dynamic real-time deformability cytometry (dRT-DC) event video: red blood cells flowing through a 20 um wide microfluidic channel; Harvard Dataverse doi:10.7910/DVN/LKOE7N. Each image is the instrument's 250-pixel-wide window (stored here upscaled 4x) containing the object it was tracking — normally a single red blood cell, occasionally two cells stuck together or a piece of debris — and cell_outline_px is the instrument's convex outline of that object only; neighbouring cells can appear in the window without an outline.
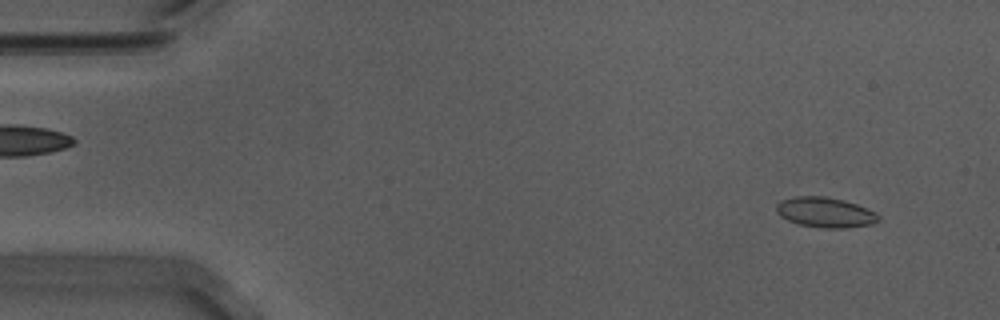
{"species": "Egyptian fruit bat (a non-hibernating species)", "species_latin": "Rousettus aegyptiacus", "temperature_condition": "warm", "stored_images_in_passage": 53, "camera_frame_rate_fps": 3000, "um_per_image_px": 0.085, "animal": {"sex": "male"}, "frame": {"image": 1, "passage_image": 2, "time_ms": 0.333, "image_size_px": [1000, 320], "cell_outline_px": [[880, 220], [872, 224], [848, 228], [820, 228], [800, 224], [788, 220], [780, 216], [776, 212], [776, 204], [780, 200], [796, 196], [824, 196], [844, 200], [856, 204], [876, 212], [880, 216]], "centroid_in_image_um": [70.15, 18.05], "position_along_channel_um": 14.9, "area_um2": 18.09}}
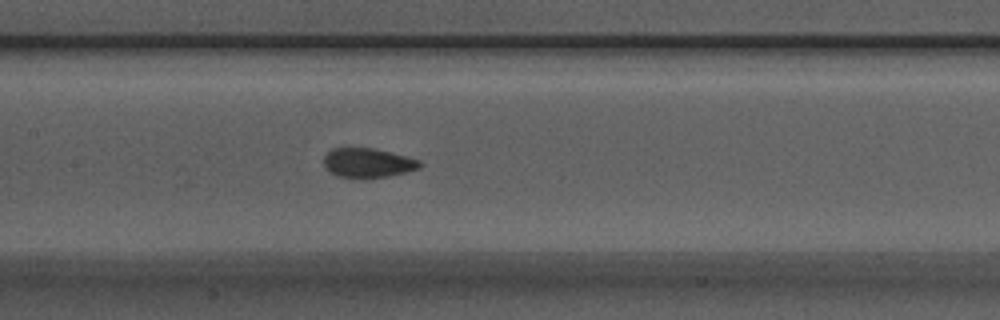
{"frame": {"image": 2, "passage_image": 24, "time_ms": 7.667, "image_size_px": [1000, 320], "cell_outline_px": [[424, 164], [420, 168], [408, 172], [388, 176], [364, 180], [336, 176], [324, 164], [324, 156], [332, 148], [372, 148], [408, 156], [420, 160]], "centroid_in_image_um": [31.32, 13.87], "position_along_channel_um": 176.1, "area_um2": 16.82}}
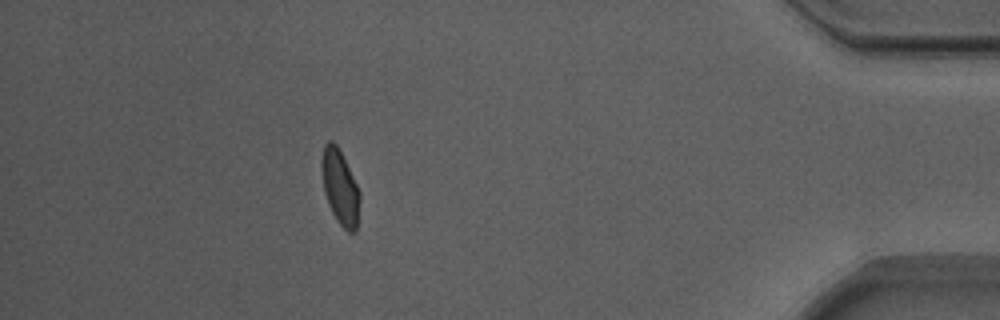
{"frame": {"image": 3, "passage_image": 47, "time_ms": 15.333, "image_size_px": [1000, 320], "cell_outline_px": [[360, 196], [356, 232], [348, 232], [336, 220], [328, 204], [324, 192], [320, 168], [320, 164], [324, 144], [328, 140], [332, 140], [336, 144], [360, 192]], "centroid_in_image_um": [28.87, 15.92], "position_along_channel_um": 406.3, "area_um2": 16.53}, "authors_computed_cell_mechanics": {"area_um2": 16.8198, "velocity_mm_per_s": 3.7104, "shape_relaxation_time_tau1_ms": 3.5327, "shape_relaxation_time_tau2_ms": 0.8181, "deformation_change_tau1": 0.1433, "deformation_change_tau2": 0.0566}}